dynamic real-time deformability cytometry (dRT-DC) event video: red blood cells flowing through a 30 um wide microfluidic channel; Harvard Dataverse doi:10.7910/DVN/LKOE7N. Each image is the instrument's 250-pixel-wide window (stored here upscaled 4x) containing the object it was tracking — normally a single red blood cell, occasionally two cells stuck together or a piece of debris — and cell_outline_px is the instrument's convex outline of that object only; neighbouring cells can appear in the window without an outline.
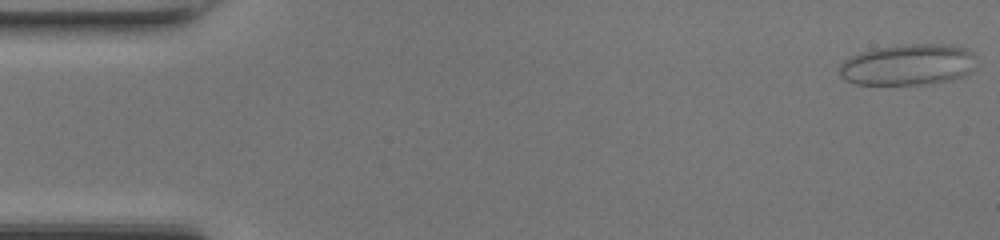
{"species": "common noctule bat (a hibernating species)", "species_latin": "Nyctalus noctula", "temperature_condition": "room temperature", "stored_images_in_passage": 48, "camera_frame_rate_fps": 3000, "um_per_image_px": 0.085, "animal": {"sex": "female", "body_mass_g": 17.0, "forearm_length_mm": 48.0}, "frame": {"image": 1, "passage_image": 1, "time_ms": 0.0, "image_size_px": [1000, 240], "cell_outline_px": [[976, 68], [972, 72], [964, 76], [952, 80], [932, 84], [856, 84], [844, 80], [840, 76], [840, 64], [844, 60], [860, 52], [872, 48], [912, 44], [948, 44], [968, 48], [976, 56]], "centroid_in_image_um": [77.25, 5.5], "position_along_channel_um": 7.8, "area_um2": 33.41}}
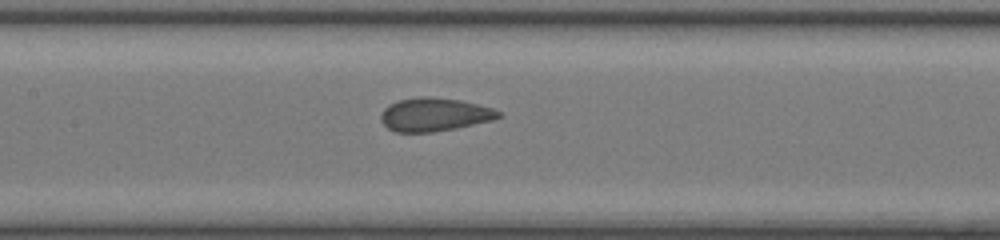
{"frame": {"image": 2, "passage_image": 22, "time_ms": 7.0, "image_size_px": [1000, 240], "cell_outline_px": [[504, 116], [492, 120], [456, 128], [432, 132], [396, 132], [388, 128], [380, 120], [380, 116], [384, 108], [388, 104], [396, 100], [420, 96], [432, 96], [460, 100], [492, 108], [500, 112]], "centroid_in_image_um": [36.9, 9.72], "position_along_channel_um": 170.5, "area_um2": 23.0}}
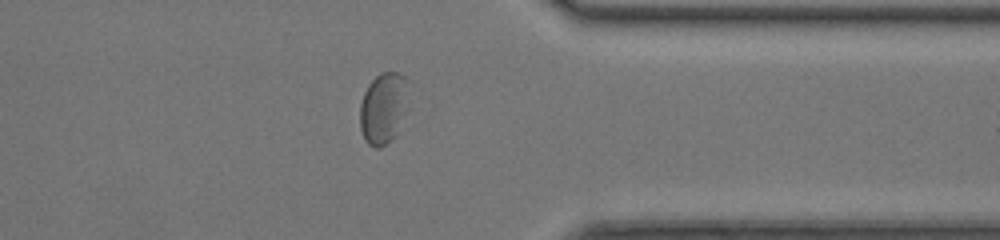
{"frame": {"image": 3, "passage_image": 37, "time_ms": 12.0, "image_size_px": [1000, 240], "cell_outline_px": [[412, 80], [408, 108], [400, 132], [396, 136], [380, 148], [376, 148], [368, 144], [364, 140], [360, 128], [360, 104], [364, 92], [368, 84], [380, 72], [396, 72]], "centroid_in_image_um": [32.67, 9.17], "position_along_channel_um": 378.7, "area_um2": 21.39}}